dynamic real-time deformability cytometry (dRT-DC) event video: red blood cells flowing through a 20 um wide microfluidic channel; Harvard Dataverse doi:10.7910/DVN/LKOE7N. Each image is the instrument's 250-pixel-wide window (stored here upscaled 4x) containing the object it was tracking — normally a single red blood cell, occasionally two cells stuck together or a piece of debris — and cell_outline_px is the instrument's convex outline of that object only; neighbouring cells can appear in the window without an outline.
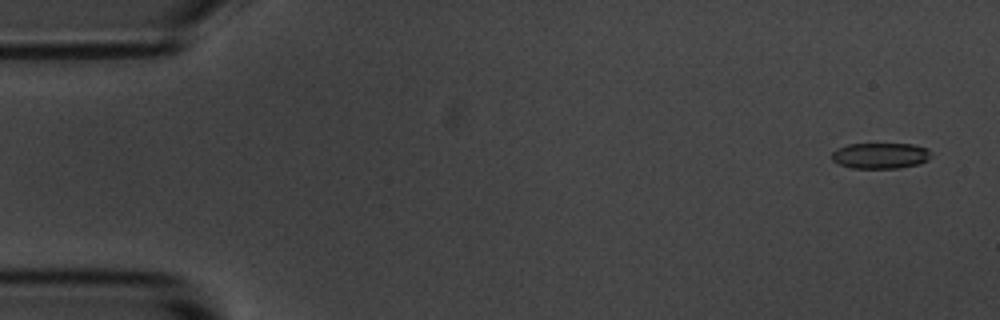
{"species": "common noctule bat (a hibernating species)", "species_latin": "Nyctalus noctula", "temperature_condition": "room temperature", "stored_images_in_passage": 5, "camera_frame_rate_fps": 3000, "um_per_image_px": 0.085, "animal": {"sex": "male", "body_mass_g": 20.1, "forearm_length_mm": 53.5}, "frame": {"image": 1, "passage_image": 1, "time_ms": 0.0, "image_size_px": [1000, 320], "cell_outline_px": [[928, 160], [920, 164], [900, 168], [852, 168], [840, 164], [832, 160], [832, 152], [836, 148], [848, 144], [912, 144], [928, 148]], "centroid_in_image_um": [74.81, 13.23], "position_along_channel_um": 10.2, "area_um2": 14.91}}